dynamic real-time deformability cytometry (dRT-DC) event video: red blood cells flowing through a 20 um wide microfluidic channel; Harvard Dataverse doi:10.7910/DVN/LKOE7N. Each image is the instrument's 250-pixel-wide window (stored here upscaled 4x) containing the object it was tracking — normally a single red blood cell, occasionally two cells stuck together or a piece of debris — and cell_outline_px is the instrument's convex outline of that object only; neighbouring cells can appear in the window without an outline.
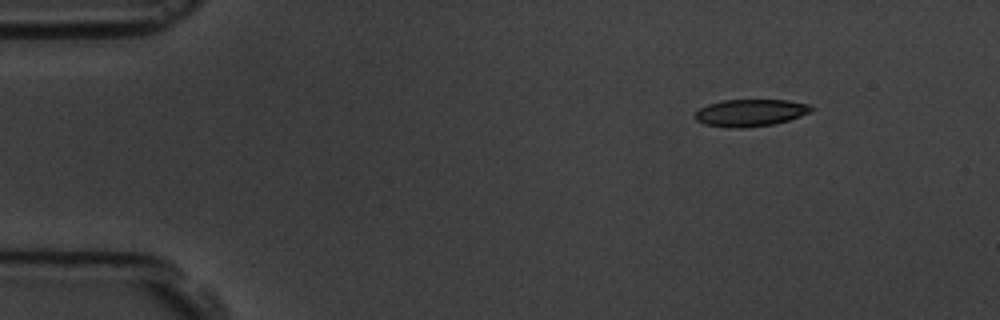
{"species": "common noctule bat (a hibernating species)", "species_latin": "Nyctalus noctula", "temperature_condition": "room temperature", "stored_images_in_passage": 4, "camera_frame_rate_fps": 3000, "um_per_image_px": 0.085, "animal": {"sex": "male", "body_mass_g": 19.5, "forearm_length_mm": 54.6}, "frame": {"image": 1, "passage_image": 1, "time_ms": 0.0, "image_size_px": [1000, 320], "cell_outline_px": [[816, 108], [800, 116], [788, 120], [772, 124], [744, 128], [732, 128], [704, 124], [696, 120], [692, 116], [700, 108], [708, 104], [724, 100], [788, 100], [808, 104]], "centroid_in_image_um": [63.76, 9.58], "position_along_channel_um": 21.2, "area_um2": 18.32}}
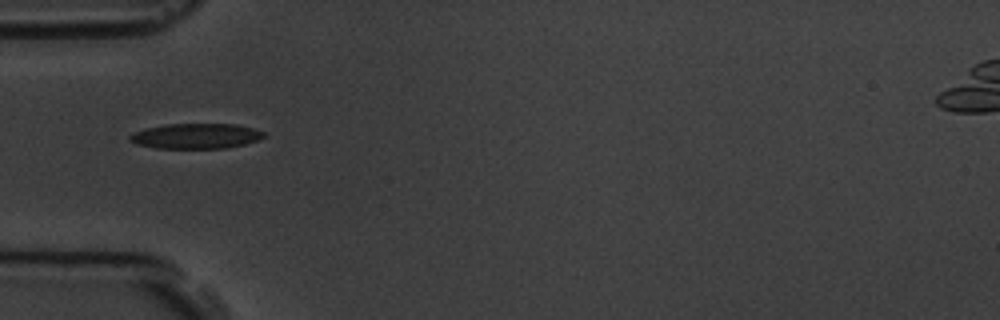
{"frame": {"image": 2, "passage_image": 4, "time_ms": 3.667, "image_size_px": [1000, 320], "cell_outline_px": [[264, 136], [256, 140], [244, 144], [228, 148], [156, 148], [136, 144], [128, 140], [128, 136], [136, 132], [148, 128], [164, 124], [236, 124], [252, 128], [264, 132]], "centroid_in_image_um": [16.63, 11.56], "position_along_channel_um": 68.4, "area_um2": 19.54}}